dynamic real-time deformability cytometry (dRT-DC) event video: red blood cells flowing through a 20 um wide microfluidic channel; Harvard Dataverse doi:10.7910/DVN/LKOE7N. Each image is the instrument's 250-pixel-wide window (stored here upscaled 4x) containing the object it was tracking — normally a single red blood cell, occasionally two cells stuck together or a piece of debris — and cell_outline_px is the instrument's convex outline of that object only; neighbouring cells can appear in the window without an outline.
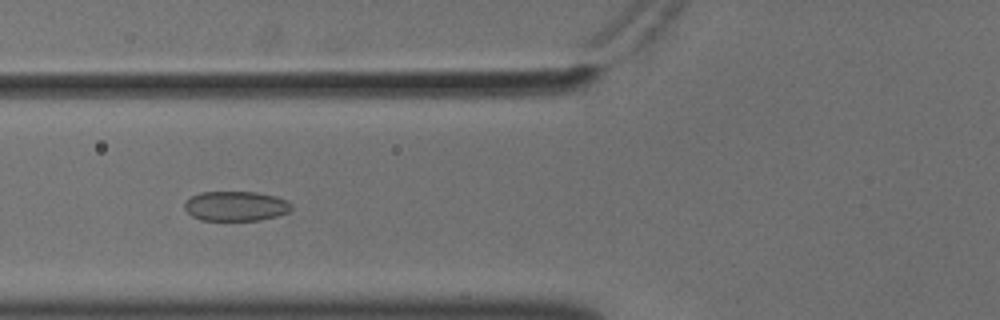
{"species": "common noctule bat (a hibernating species)", "species_latin": "Nyctalus noctula", "temperature_condition": "cold", "stored_images_in_passage": 56, "camera_frame_rate_fps": 3000, "um_per_image_px": 0.085, "animal": {"sex": "male", "body_mass_g": 18.8}, "frame": {"image": 1, "passage_image": 22, "time_ms": 7.0, "image_size_px": [1000, 320], "cell_outline_px": [[292, 208], [288, 212], [276, 216], [260, 220], [200, 220], [192, 216], [184, 208], [184, 204], [192, 196], [200, 192], [256, 192], [276, 196], [288, 200], [292, 204]], "centroid_in_image_um": [20.06, 17.51], "position_along_channel_um": 105.7, "area_um2": 18.55}}
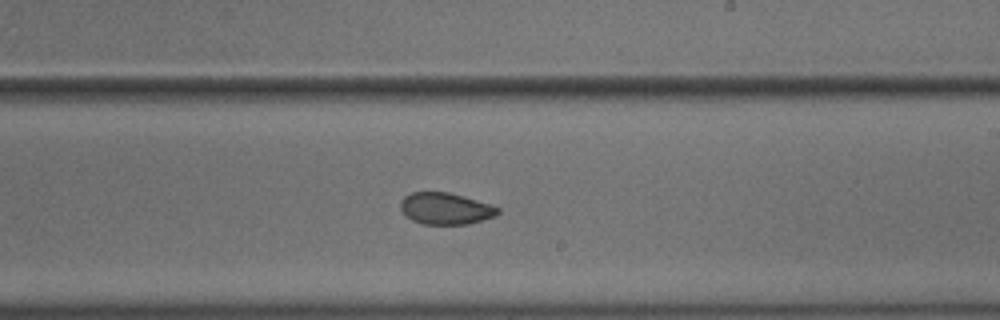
{"frame": {"image": 2, "passage_image": 34, "time_ms": 11.0, "image_size_px": [1000, 320], "cell_outline_px": [[500, 212], [492, 216], [468, 224], [424, 224], [412, 220], [404, 216], [400, 208], [400, 200], [404, 196], [412, 192], [448, 192], [492, 204], [500, 208]], "centroid_in_image_um": [37.83, 17.72], "position_along_channel_um": 251.2, "area_um2": 17.98}}
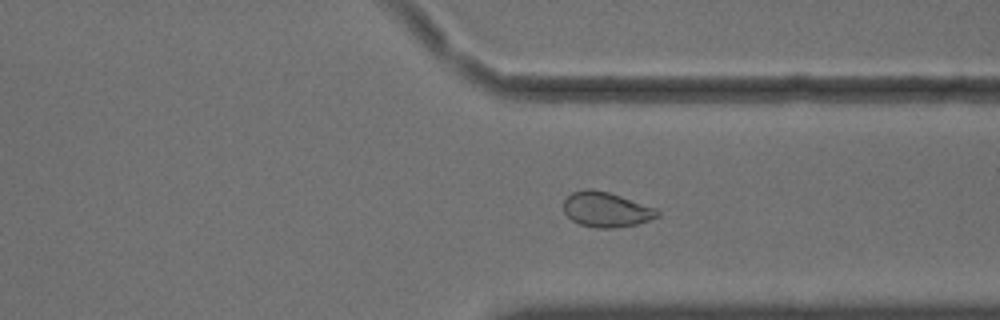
{"frame": {"image": 3, "passage_image": 43, "time_ms": 14.0, "image_size_px": [1000, 320], "cell_outline_px": [[660, 216], [636, 224], [612, 228], [596, 228], [580, 224], [572, 220], [564, 212], [564, 200], [572, 192], [584, 188], [592, 188], [608, 192], [656, 208], [660, 212]], "centroid_in_image_um": [51.51, 17.8], "position_along_channel_um": 359.9, "area_um2": 19.07}, "authors_computed_cell_mechanics": {"area_um2": 20.1144, "velocity_mm_per_s": 3.6199, "shape_relaxation_time_tau1_ms": 9.2414, "shape_relaxation_time_tau2_ms": 1.5306, "deformation_change_tau1": 0.1239, "deformation_change_tau2": 0.0557}}